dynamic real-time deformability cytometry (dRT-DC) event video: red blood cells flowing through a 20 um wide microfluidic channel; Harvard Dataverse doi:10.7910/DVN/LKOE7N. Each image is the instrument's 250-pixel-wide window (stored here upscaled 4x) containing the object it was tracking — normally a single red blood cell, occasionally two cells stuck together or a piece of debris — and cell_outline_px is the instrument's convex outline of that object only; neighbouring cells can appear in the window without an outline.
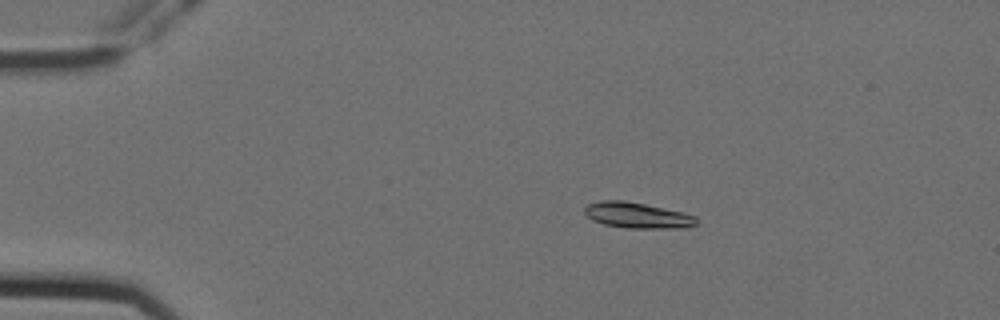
{"species": "Egyptian fruit bat (a non-hibernating species)", "species_latin": "Rousettus aegyptiacus", "temperature_condition": "cold", "stored_images_in_passage": 47, "camera_frame_rate_fps": 3000, "um_per_image_px": 0.085, "animal": {"sex": "female"}, "frame": {"image": 1, "passage_image": 1, "time_ms": 0.0, "image_size_px": [1000, 320], "cell_outline_px": [[696, 224], [684, 228], [628, 228], [604, 224], [592, 220], [584, 212], [584, 208], [588, 204], [600, 200], [624, 200], [684, 212], [696, 216]], "centroid_in_image_um": [54.16, 18.3], "position_along_channel_um": 30.8, "area_um2": 16.76}}
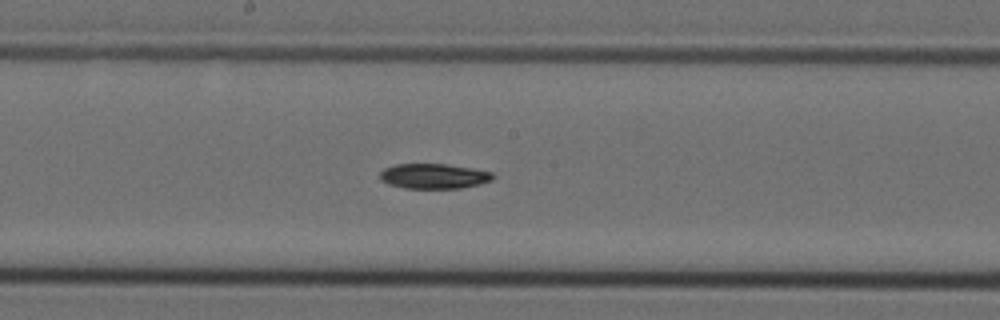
{"frame": {"image": 2, "passage_image": 21, "time_ms": 6.667, "image_size_px": [1000, 320], "cell_outline_px": [[496, 176], [492, 180], [480, 184], [460, 188], [404, 188], [388, 184], [380, 180], [380, 172], [384, 168], [396, 164], [444, 164], [472, 168], [492, 172]], "centroid_in_image_um": [36.87, 14.97], "position_along_channel_um": 211.3, "area_um2": 16.53}}
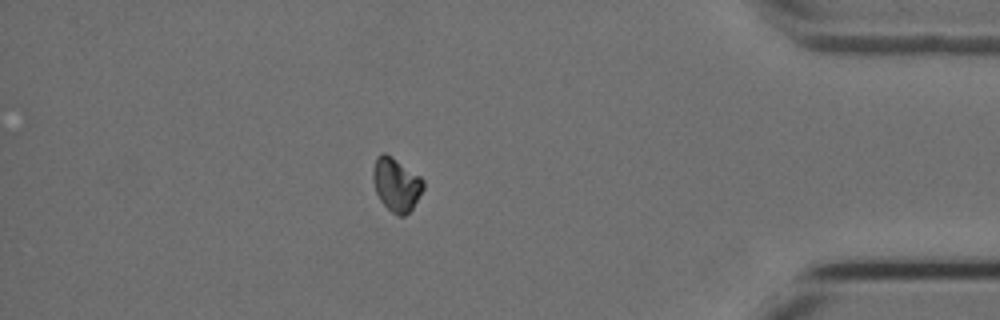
{"frame": {"image": 3, "passage_image": 40, "time_ms": 13.0, "image_size_px": [1000, 320], "cell_outline_px": [[424, 188], [412, 208], [404, 216], [396, 216], [380, 200], [376, 192], [372, 180], [372, 172], [376, 156], [380, 152], [384, 152], [392, 156], [420, 176], [424, 180]], "centroid_in_image_um": [33.66, 15.65], "position_along_channel_um": 401.5, "area_um2": 15.78}, "authors_computed_cell_mechanics": {"area_um2": 16.5308, "velocity_mm_per_s": 3.5608, "shape_relaxation_time_tau1_ms": 3.5961, "shape_relaxation_time_tau2_ms": null, "deformation_change_tau1": 0.0892, "deformation_change_tau2": null}}